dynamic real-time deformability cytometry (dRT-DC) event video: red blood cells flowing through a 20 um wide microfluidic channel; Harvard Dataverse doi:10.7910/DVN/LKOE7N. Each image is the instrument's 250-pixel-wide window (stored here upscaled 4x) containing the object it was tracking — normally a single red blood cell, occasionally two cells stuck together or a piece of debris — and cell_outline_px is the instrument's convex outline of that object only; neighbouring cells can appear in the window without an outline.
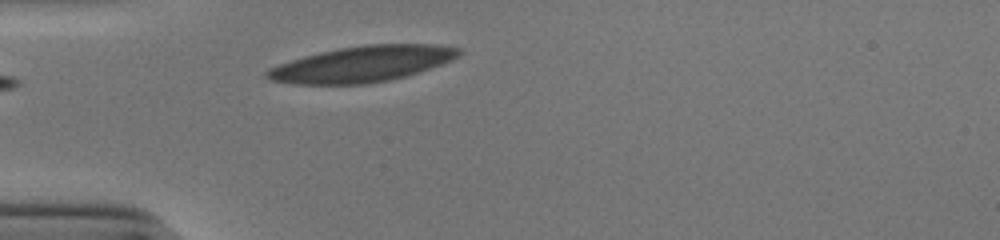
{"species": "human", "species_latin": "Homo sapiens", "temperature_condition": "cold", "stored_images_in_passage": 28, "camera_frame_rate_fps": 3000, "um_per_image_px": 0.085, "donor": {"sex": "male"}, "frame": {"image": 1, "passage_image": 1, "time_ms": 0.0, "image_size_px": [1000, 240], "cell_outline_px": [[464, 52], [460, 56], [452, 60], [420, 72], [388, 80], [368, 84], [292, 84], [272, 80], [264, 76], [264, 72], [268, 68], [304, 56], [320, 52], [340, 48], [364, 44], [440, 44], [460, 48]], "centroid_in_image_um": [30.83, 5.43], "position_along_channel_um": 54.2, "area_um2": 40.23}}
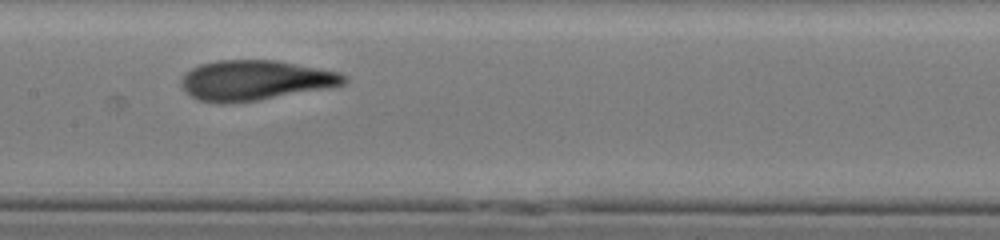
{"frame": {"image": 2, "passage_image": 12, "time_ms": 3.667, "image_size_px": [1000, 240], "cell_outline_px": [[348, 80], [344, 84], [332, 88], [260, 100], [224, 104], [220, 104], [200, 100], [192, 96], [180, 84], [180, 80], [192, 68], [200, 64], [216, 60], [276, 60], [340, 72], [348, 76]], "centroid_in_image_um": [21.75, 6.83], "position_along_channel_um": 185.7, "area_um2": 38.26}}
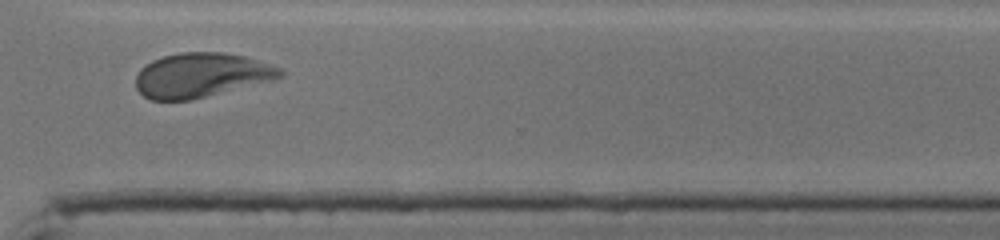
{"frame": {"image": 3, "passage_image": 25, "time_ms": 8.0, "image_size_px": [1000, 240], "cell_outline_px": [[284, 76], [192, 100], [152, 100], [144, 96], [136, 88], [136, 76], [140, 68], [152, 60], [164, 56], [180, 52], [224, 52], [244, 56], [280, 68], [284, 72]], "centroid_in_image_um": [17.05, 6.38], "position_along_channel_um": 353.6, "area_um2": 36.99}, "authors_computed_cell_mechanics": {"area_um2": 37.8301, "velocity_mm_per_s": 3.8637, "shape_relaxation_time_tau1_ms": 4.8738, "shape_relaxation_time_tau2_ms": 1.1695, "deformation_change_tau1": 0.1793, "deformation_change_tau2": 0.0762}}